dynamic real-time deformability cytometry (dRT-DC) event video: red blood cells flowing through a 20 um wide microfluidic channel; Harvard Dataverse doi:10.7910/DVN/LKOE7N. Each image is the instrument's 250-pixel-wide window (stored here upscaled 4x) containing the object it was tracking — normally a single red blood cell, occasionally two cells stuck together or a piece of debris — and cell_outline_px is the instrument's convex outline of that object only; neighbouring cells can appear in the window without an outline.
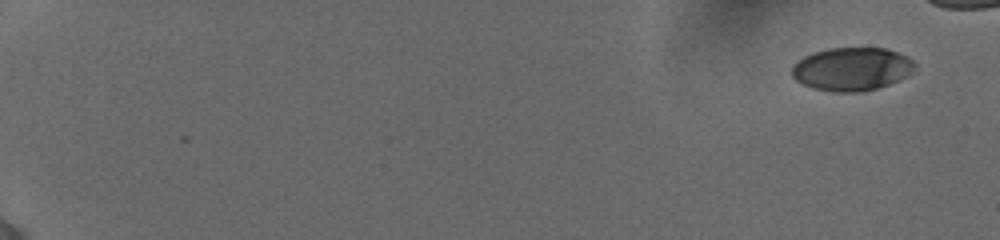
{"species": "human", "species_latin": "Homo sapiens", "temperature_condition": "cold", "stored_images_in_passage": 72, "camera_frame_rate_fps": 3000, "um_per_image_px": 0.085, "donor": {"sex": "female"}, "frame": {"image": 1, "passage_image": 1, "time_ms": 0.0, "image_size_px": [1000, 240], "cell_outline_px": [[916, 64], [912, 72], [908, 76], [900, 80], [864, 92], [832, 92], [812, 88], [796, 80], [792, 76], [792, 64], [796, 60], [804, 56], [828, 48], [884, 48], [908, 56]], "centroid_in_image_um": [72.4, 5.87], "position_along_channel_um": 12.6, "area_um2": 31.15}}
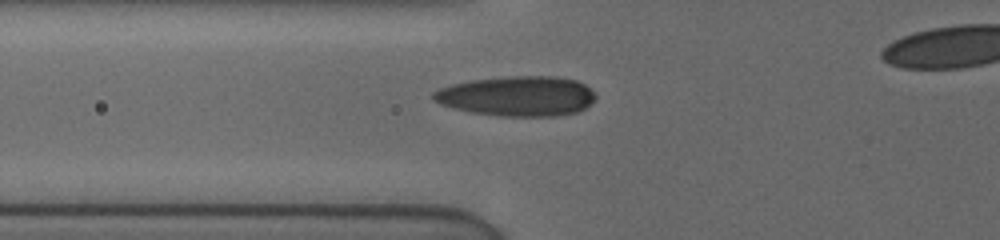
{"frame": {"image": 2, "passage_image": 49, "time_ms": 7.0, "image_size_px": [1000, 240], "cell_outline_px": [[596, 96], [584, 108], [576, 112], [556, 116], [496, 116], [472, 112], [452, 108], [440, 104], [432, 100], [432, 92], [440, 88], [452, 84], [472, 80], [508, 76], [556, 76], [576, 80], [584, 84]], "centroid_in_image_um": [43.92, 8.17], "position_along_channel_um": 81.9, "area_um2": 37.74}}
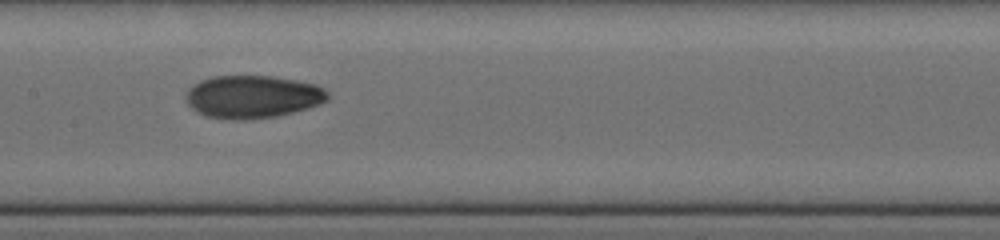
{"frame": {"image": 3, "passage_image": 71, "time_ms": 9.667, "image_size_px": [1000, 240], "cell_outline_px": [[328, 100], [320, 104], [272, 116], [208, 116], [192, 108], [188, 104], [188, 88], [200, 80], [212, 76], [272, 76], [296, 80], [316, 84], [324, 88], [328, 92]], "centroid_in_image_um": [21.52, 8.14], "position_along_channel_um": 185.9, "area_um2": 33.76}}